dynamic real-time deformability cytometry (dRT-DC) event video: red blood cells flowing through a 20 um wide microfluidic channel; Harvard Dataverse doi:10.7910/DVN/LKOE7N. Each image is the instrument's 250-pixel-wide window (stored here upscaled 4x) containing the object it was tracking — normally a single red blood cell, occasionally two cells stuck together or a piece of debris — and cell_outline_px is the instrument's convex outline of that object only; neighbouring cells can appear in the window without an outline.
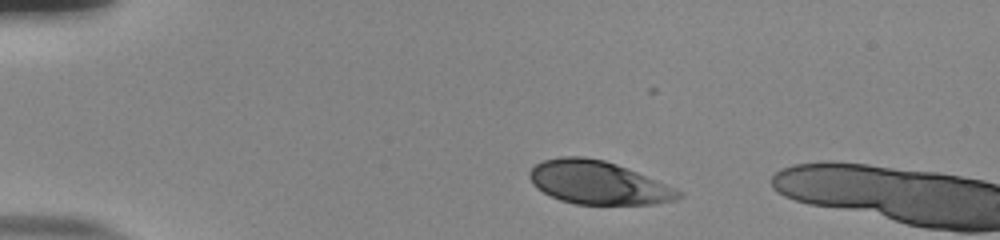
{"species": "human", "species_latin": "Homo sapiens", "temperature_condition": "room temperature", "stored_images_in_passage": 4, "camera_frame_rate_fps": 3000, "um_per_image_px": 0.085, "donor": {"sex": "male"}, "frame": {"image": 1, "passage_image": 1, "time_ms": 0.0, "image_size_px": [1000, 240], "cell_outline_px": [[684, 196], [676, 200], [652, 204], [576, 204], [560, 200], [536, 188], [532, 184], [528, 176], [528, 172], [536, 164], [544, 160], [560, 156], [580, 156], [604, 160], [616, 164], [656, 180], [684, 192]], "centroid_in_image_um": [50.82, 15.53], "position_along_channel_um": 34.2, "area_um2": 37.4}}